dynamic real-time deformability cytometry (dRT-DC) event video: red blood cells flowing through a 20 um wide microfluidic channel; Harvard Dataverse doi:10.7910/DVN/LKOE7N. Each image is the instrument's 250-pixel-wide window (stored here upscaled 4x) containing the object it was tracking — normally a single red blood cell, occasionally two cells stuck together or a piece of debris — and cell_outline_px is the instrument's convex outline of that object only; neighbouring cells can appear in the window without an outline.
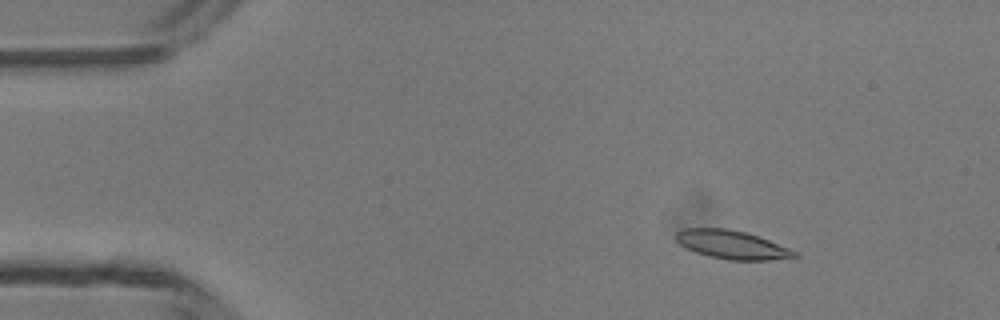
{"species": "common noctule bat (a hibernating species)", "species_latin": "Nyctalus noctula", "temperature_condition": "room temperature", "stored_images_in_passage": 44, "camera_frame_rate_fps": 3000, "um_per_image_px": 0.085, "animal": {"sex": "male", "body_mass_g": 13.3}, "frame": {"image": 1, "passage_image": 3, "time_ms": 0.667, "image_size_px": [1000, 320], "cell_outline_px": [[800, 256], [772, 260], [728, 260], [708, 256], [696, 252], [680, 244], [676, 240], [676, 232], [684, 228], [724, 228], [744, 232], [768, 240], [800, 252]], "centroid_in_image_um": [62.24, 20.81], "position_along_channel_um": 22.8, "area_um2": 19.59}}
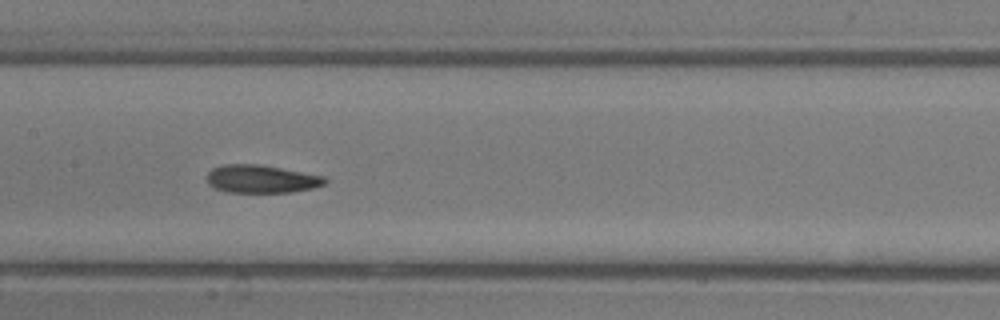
{"frame": {"image": 2, "passage_image": 20, "time_ms": 6.333, "image_size_px": [1000, 320], "cell_outline_px": [[328, 180], [324, 184], [312, 188], [292, 192], [224, 192], [208, 184], [208, 172], [212, 168], [224, 164], [260, 164], [324, 176]], "centroid_in_image_um": [22.21, 15.21], "position_along_channel_um": 185.2, "area_um2": 19.19}}
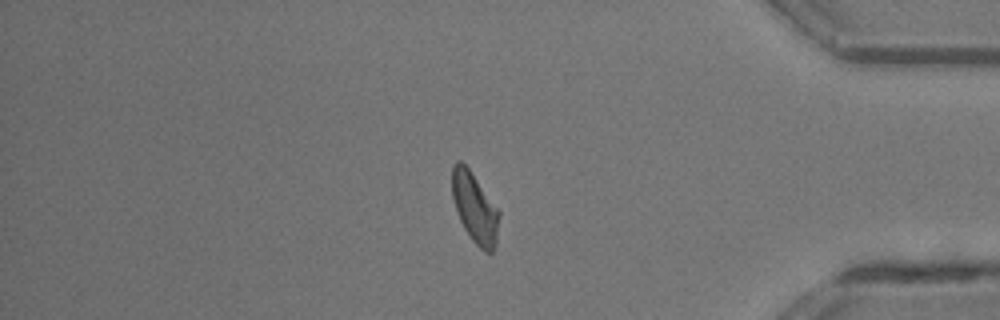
{"frame": {"image": 3, "passage_image": 37, "time_ms": 12.0, "image_size_px": [1000, 320], "cell_outline_px": [[500, 216], [496, 244], [492, 252], [484, 252], [472, 240], [464, 228], [460, 220], [452, 196], [452, 168], [456, 160], [460, 160], [468, 168], [500, 212]], "centroid_in_image_um": [40.36, 17.69], "position_along_channel_um": 394.8, "area_um2": 18.96}, "authors_computed_cell_mechanics": {"area_um2": 19.2763, "velocity_mm_per_s": 4.2661, "shape_relaxation_time_tau1_ms": null, "shape_relaxation_time_tau2_ms": 4.5271, "deformation_change_tau1": null, "deformation_change_tau2": 0.1163}}